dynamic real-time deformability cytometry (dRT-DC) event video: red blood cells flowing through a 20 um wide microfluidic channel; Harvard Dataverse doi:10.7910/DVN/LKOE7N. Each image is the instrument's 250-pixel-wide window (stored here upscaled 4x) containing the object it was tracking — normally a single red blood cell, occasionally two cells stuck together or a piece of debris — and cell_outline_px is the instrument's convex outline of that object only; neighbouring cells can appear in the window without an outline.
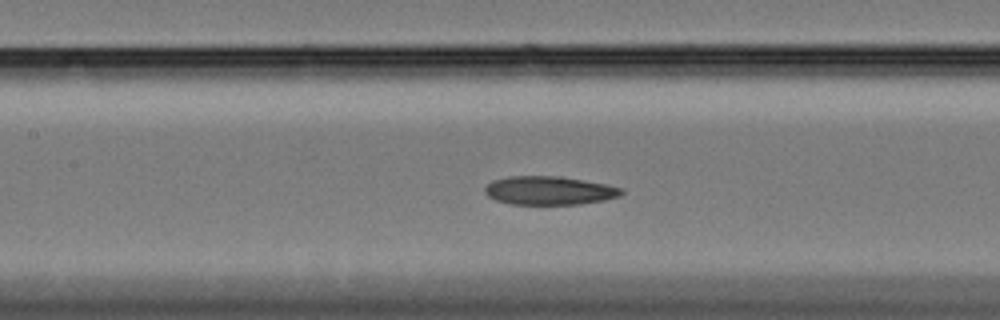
{"species": "Egyptian fruit bat (a non-hibernating species)", "species_latin": "Rousettus aegyptiacus", "temperature_condition": "cold", "stored_images_in_passage": 60, "camera_frame_rate_fps": 3000, "um_per_image_px": 0.085, "animal": {"sex": "female"}, "frame": {"image": 1, "passage_image": 27, "time_ms": 8.667, "image_size_px": [1000, 320], "cell_outline_px": [[624, 192], [620, 196], [604, 200], [580, 204], [512, 204], [496, 200], [488, 196], [484, 192], [484, 188], [492, 180], [508, 176], [556, 176], [608, 184], [624, 188]], "centroid_in_image_um": [46.7, 16.19], "position_along_channel_um": 160.7, "area_um2": 22.77}}
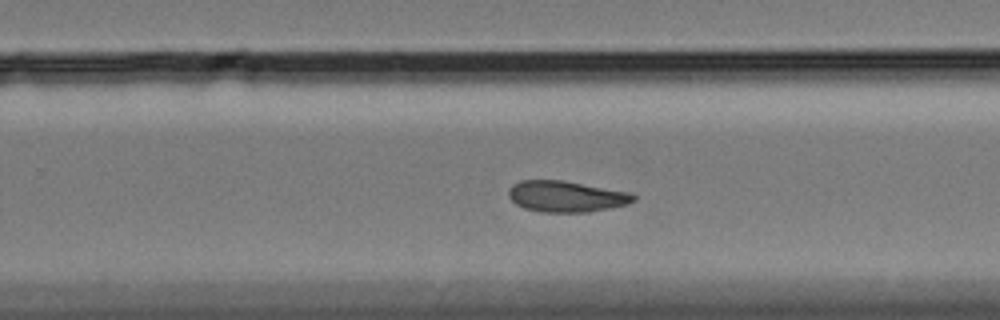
{"frame": {"image": 2, "passage_image": 38, "time_ms": 12.333, "image_size_px": [1000, 320], "cell_outline_px": [[636, 200], [628, 204], [588, 212], [540, 212], [524, 208], [516, 204], [508, 196], [508, 188], [512, 184], [520, 180], [564, 180], [632, 192], [636, 196]], "centroid_in_image_um": [48.13, 16.68], "position_along_channel_um": 281.7, "area_um2": 22.95}}
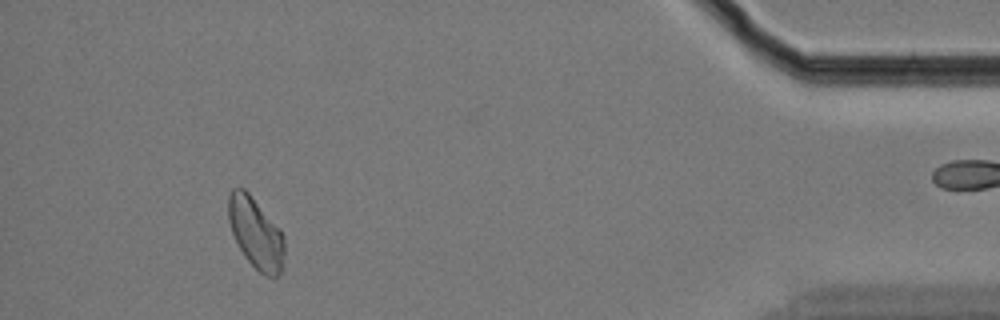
{"frame": {"image": 3, "passage_image": 55, "time_ms": 18.0, "image_size_px": [1000, 320], "cell_outline_px": [[284, 252], [280, 276], [264, 276], [244, 256], [232, 232], [228, 220], [228, 196], [232, 188], [244, 188], [248, 192], [280, 228], [284, 236]], "centroid_in_image_um": [21.74, 19.8], "position_along_channel_um": 413.5, "area_um2": 23.06}, "authors_computed_cell_mechanics": {"area_um2": 23.2645, "velocity_mm_per_s": 3.3114, "shape_relaxation_time_tau1_ms": 7.6446, "shape_relaxation_time_tau2_ms": 8.6342, "deformation_change_tau1": 0.1355, "deformation_change_tau2": 0.1125}}